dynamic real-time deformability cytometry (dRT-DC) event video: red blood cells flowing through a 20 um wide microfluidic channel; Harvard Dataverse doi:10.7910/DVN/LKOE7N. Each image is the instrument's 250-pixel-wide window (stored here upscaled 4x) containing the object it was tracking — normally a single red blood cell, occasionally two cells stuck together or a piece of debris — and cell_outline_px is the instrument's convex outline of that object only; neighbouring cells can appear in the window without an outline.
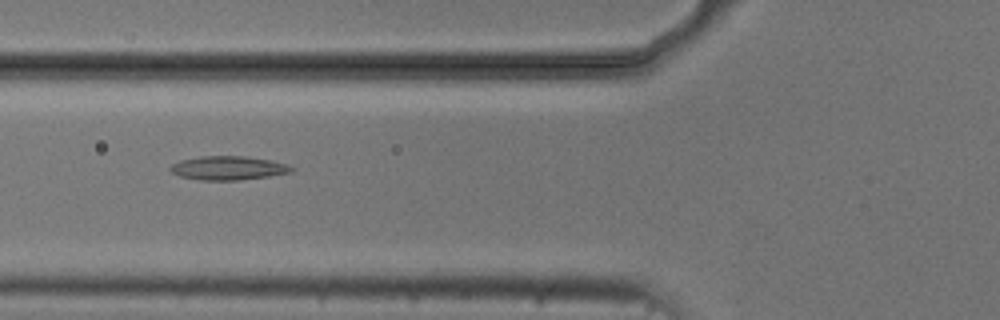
{"species": "common noctule bat (a hibernating species)", "species_latin": "Nyctalus noctula", "temperature_condition": "cold", "stored_images_in_passage": 5, "camera_frame_rate_fps": 3000, "um_per_image_px": 0.085, "animal": {"sex": "male", "body_mass_g": 20.5, "forearm_length_mm": 52.5}, "frame": {"image": 1, "passage_image": 2, "time_ms": 1.0, "image_size_px": [1000, 320], "cell_outline_px": [[296, 168], [292, 172], [268, 176], [240, 180], [200, 180], [180, 176], [172, 172], [168, 168], [172, 164], [180, 160], [200, 156], [248, 156], [268, 160], [284, 164]], "centroid_in_image_um": [19.37, 14.28], "position_along_channel_um": 106.4, "area_um2": 16.76}}
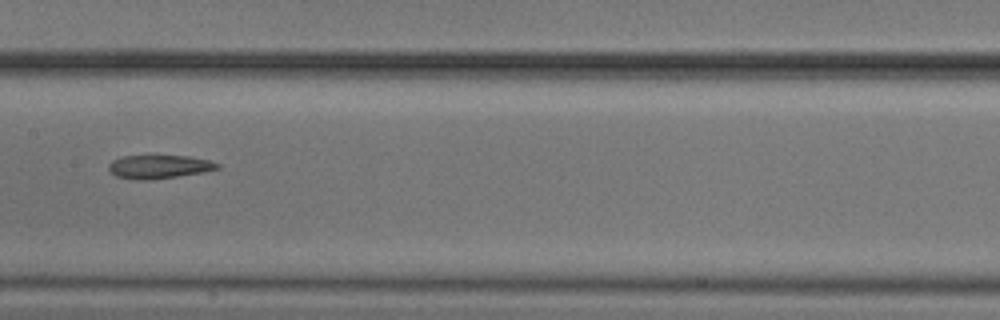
{"frame": {"image": 2, "passage_image": 4, "time_ms": 3.333, "image_size_px": [1000, 320], "cell_outline_px": [[220, 168], [204, 172], [148, 180], [136, 180], [116, 176], [108, 168], [108, 164], [112, 160], [120, 156], [188, 156], [208, 160], [220, 164]], "centroid_in_image_um": [13.5, 14.17], "position_along_channel_um": 193.9, "area_um2": 14.8}}
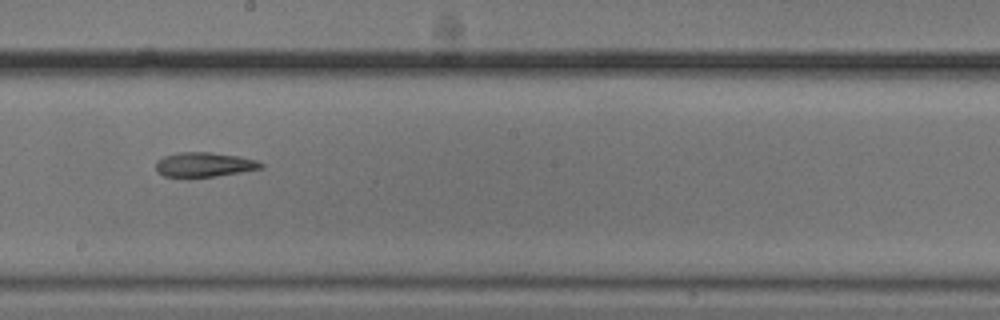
{"frame": {"image": 3, "passage_image": 5, "time_ms": 4.333, "image_size_px": [1000, 320], "cell_outline_px": [[264, 168], [216, 176], [164, 176], [156, 172], [156, 160], [164, 156], [180, 152], [212, 152], [240, 156], [256, 160], [264, 164]], "centroid_in_image_um": [17.37, 13.97], "position_along_channel_um": 230.8, "area_um2": 14.97}}